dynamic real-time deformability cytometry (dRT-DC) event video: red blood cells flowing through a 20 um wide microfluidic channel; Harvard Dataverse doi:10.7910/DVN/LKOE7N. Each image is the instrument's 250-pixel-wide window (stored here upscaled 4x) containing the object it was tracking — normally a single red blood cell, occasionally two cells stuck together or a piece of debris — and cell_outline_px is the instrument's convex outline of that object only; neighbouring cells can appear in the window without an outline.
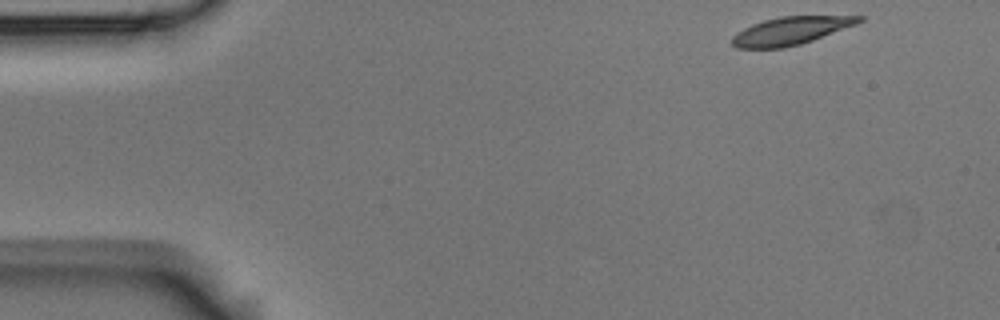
{"species": "Egyptian fruit bat (a non-hibernating species)", "species_latin": "Rousettus aegyptiacus", "temperature_condition": "room temperature", "stored_images_in_passage": 3, "camera_frame_rate_fps": 3000, "um_per_image_px": 0.085, "animal": {"sex": "male"}, "frame": {"image": 1, "passage_image": 1, "time_ms": 0.0, "image_size_px": [1000, 320], "cell_outline_px": [[864, 20], [856, 24], [812, 40], [800, 44], [784, 48], [736, 48], [732, 44], [732, 36], [736, 32], [752, 24], [764, 20], [780, 16], [864, 16]], "centroid_in_image_um": [67.17, 2.61], "position_along_channel_um": 17.8, "area_um2": 20.46}}